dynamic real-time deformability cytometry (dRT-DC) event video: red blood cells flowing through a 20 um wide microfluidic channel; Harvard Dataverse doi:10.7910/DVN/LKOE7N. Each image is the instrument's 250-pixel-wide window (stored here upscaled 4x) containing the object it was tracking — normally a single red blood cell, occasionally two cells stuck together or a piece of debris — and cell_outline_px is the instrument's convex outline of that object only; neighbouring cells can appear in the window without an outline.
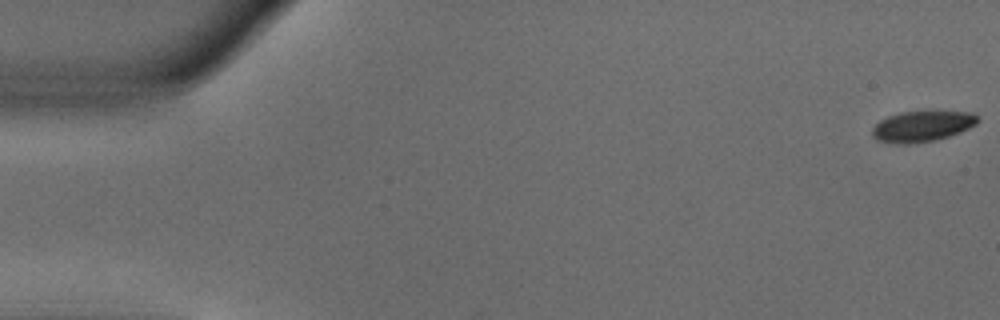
{"species": "common noctule bat (a hibernating species)", "species_latin": "Nyctalus noctula", "temperature_condition": "warm", "stored_images_in_passage": 53, "camera_frame_rate_fps": 3000, "um_per_image_px": 0.085, "animal": {"sex": "male", "body_mass_g": 18.8}, "frame": {"image": 1, "passage_image": 1, "time_ms": 0.0, "image_size_px": [1000, 320], "cell_outline_px": [[980, 120], [976, 124], [960, 132], [936, 140], [908, 144], [900, 144], [876, 140], [872, 136], [872, 128], [880, 120], [888, 116], [900, 112], [972, 112]], "centroid_in_image_um": [78.35, 10.74], "position_along_channel_um": 6.6, "area_um2": 18.73}}
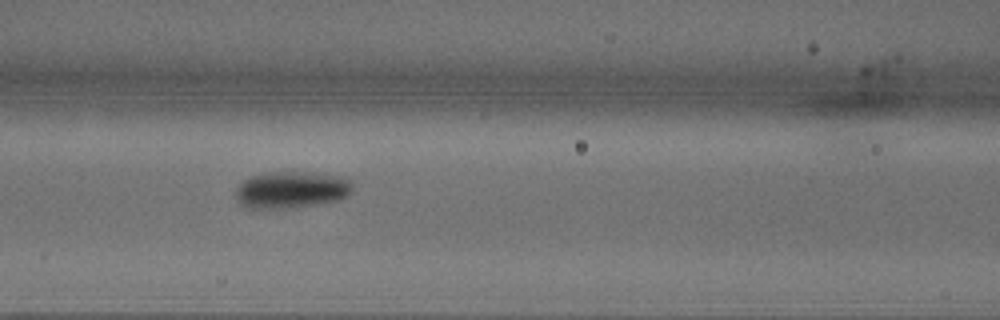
{"frame": {"image": 2, "passage_image": 23, "time_ms": 7.333, "image_size_px": [1000, 320], "cell_outline_px": [[352, 192], [348, 196], [340, 200], [284, 208], [248, 208], [240, 204], [236, 200], [236, 188], [244, 180], [252, 176], [268, 172], [316, 172], [344, 176], [352, 180]], "centroid_in_image_um": [24.81, 16.11], "position_along_channel_um": 141.8, "area_um2": 25.26}}
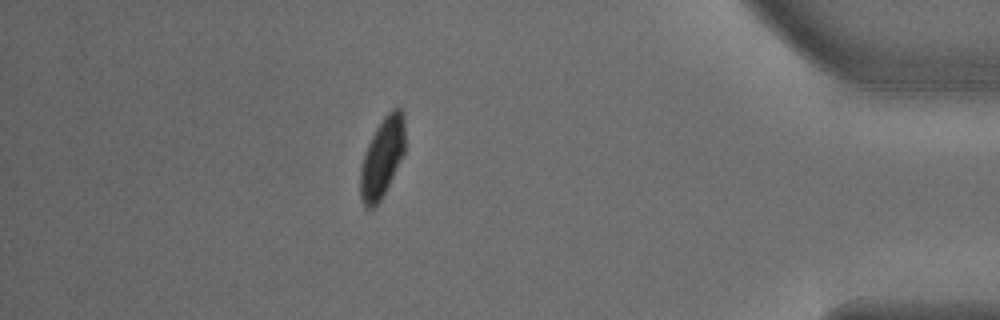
{"frame": {"image": 3, "passage_image": 47, "time_ms": 15.333, "image_size_px": [1000, 320], "cell_outline_px": [[404, 152], [380, 200], [372, 208], [364, 208], [360, 196], [360, 168], [364, 152], [376, 128], [384, 116], [392, 108], [400, 108], [404, 112]], "centroid_in_image_um": [32.46, 13.37], "position_along_channel_um": 402.7, "area_um2": 20.46}, "authors_computed_cell_mechanics": {"area_um2": 21.964, "velocity_mm_per_s": 3.8043, "shape_relaxation_time_tau1_ms": 2.8028, "shape_relaxation_time_tau2_ms": null, "deformation_change_tau1": 0.1412, "deformation_change_tau2": null}}